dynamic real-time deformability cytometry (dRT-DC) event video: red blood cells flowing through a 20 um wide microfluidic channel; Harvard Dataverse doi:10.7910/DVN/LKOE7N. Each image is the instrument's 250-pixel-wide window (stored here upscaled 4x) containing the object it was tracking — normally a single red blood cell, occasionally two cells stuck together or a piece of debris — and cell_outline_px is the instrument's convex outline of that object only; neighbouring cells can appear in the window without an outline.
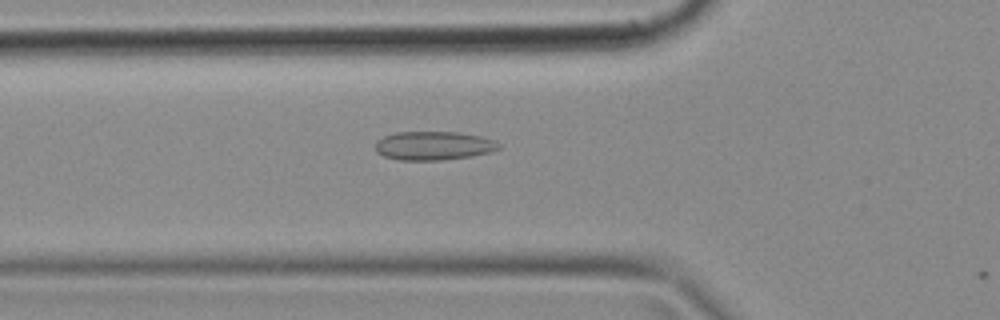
{"species": "common noctule bat (a hibernating species)", "species_latin": "Nyctalus noctula", "temperature_condition": "cold", "stored_images_in_passage": 30, "camera_frame_rate_fps": 3000, "um_per_image_px": 0.085, "animal": {"sex": "female", "body_mass_g": 18.4}, "frame": {"image": 1, "passage_image": 3, "time_ms": 0.667, "image_size_px": [1000, 320], "cell_outline_px": [[500, 148], [492, 152], [472, 156], [440, 160], [400, 160], [384, 156], [376, 152], [376, 140], [384, 136], [396, 132], [460, 132], [480, 136], [496, 140], [500, 144]], "centroid_in_image_um": [36.88, 12.38], "position_along_channel_um": 88.9, "area_um2": 20.81}}
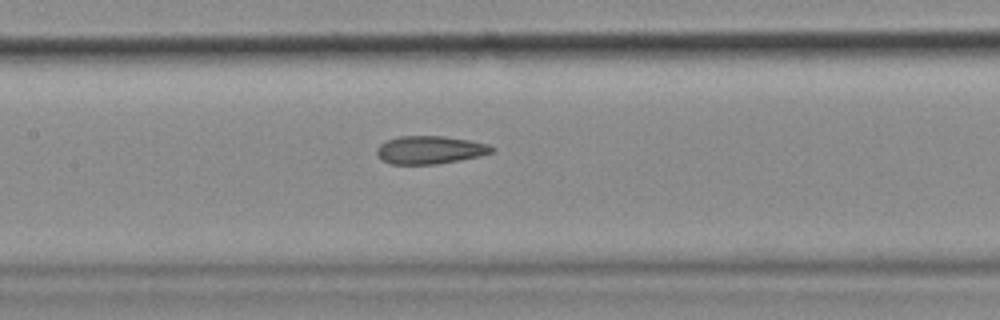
{"frame": {"image": 2, "passage_image": 9, "time_ms": 2.667, "image_size_px": [1000, 320], "cell_outline_px": [[496, 148], [492, 152], [480, 156], [460, 160], [436, 164], [388, 164], [376, 152], [376, 148], [380, 144], [388, 140], [400, 136], [444, 136], [468, 140], [488, 144]], "centroid_in_image_um": [36.56, 12.74], "position_along_channel_um": 170.8, "area_um2": 18.67}}
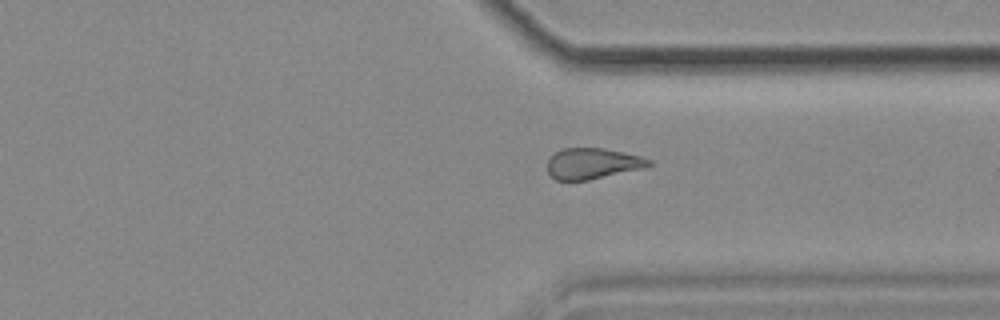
{"frame": {"image": 3, "passage_image": 23, "time_ms": 7.333, "image_size_px": [1000, 320], "cell_outline_px": [[652, 164], [644, 168], [588, 180], [556, 180], [548, 172], [548, 160], [556, 152], [564, 148], [604, 148], [624, 152], [640, 156], [652, 160]], "centroid_in_image_um": [50.39, 13.89], "position_along_channel_um": 361.0, "area_um2": 18.15}}